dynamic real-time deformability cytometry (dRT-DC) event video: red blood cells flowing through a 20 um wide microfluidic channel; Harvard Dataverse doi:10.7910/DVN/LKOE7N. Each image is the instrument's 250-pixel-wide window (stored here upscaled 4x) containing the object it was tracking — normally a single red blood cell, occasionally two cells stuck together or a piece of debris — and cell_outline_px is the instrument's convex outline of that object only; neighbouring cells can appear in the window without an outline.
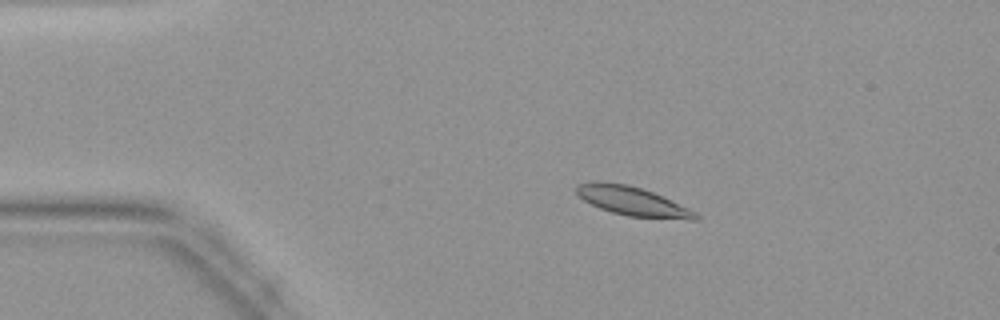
{"species": "common noctule bat (a hibernating species)", "species_latin": "Nyctalus noctula", "temperature_condition": "warm", "stored_images_in_passage": 39, "camera_frame_rate_fps": 3000, "um_per_image_px": 0.085, "animal": {"sex": "female", "body_mass_g": 19.9}, "frame": {"image": 1, "passage_image": 3, "time_ms": 0.667, "image_size_px": [1000, 320], "cell_outline_px": [[700, 220], [688, 220], [628, 216], [612, 212], [600, 208], [576, 196], [576, 184], [592, 180], [596, 180], [628, 184], [652, 192], [688, 208], [696, 212], [700, 216]], "centroid_in_image_um": [53.72, 17.09], "position_along_channel_um": 31.3, "area_um2": 20.29}}
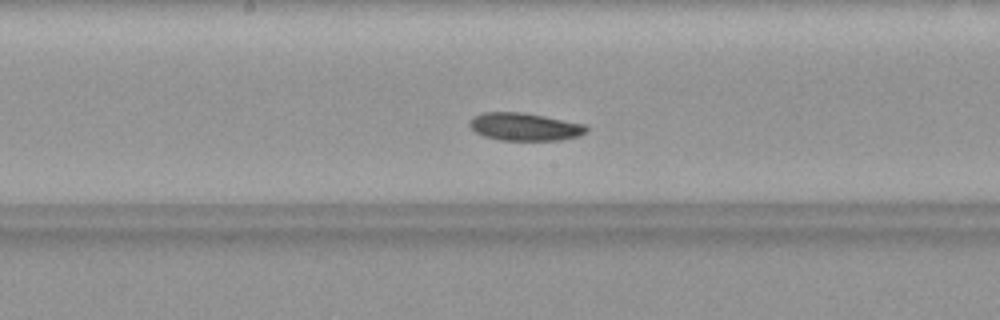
{"frame": {"image": 2, "passage_image": 18, "time_ms": 5.667, "image_size_px": [1000, 320], "cell_outline_px": [[588, 132], [580, 136], [560, 140], [500, 140], [484, 136], [476, 132], [468, 124], [468, 120], [472, 116], [484, 112], [524, 112], [584, 124], [588, 128]], "centroid_in_image_um": [44.59, 10.77], "position_along_channel_um": 203.6, "area_um2": 19.02}}
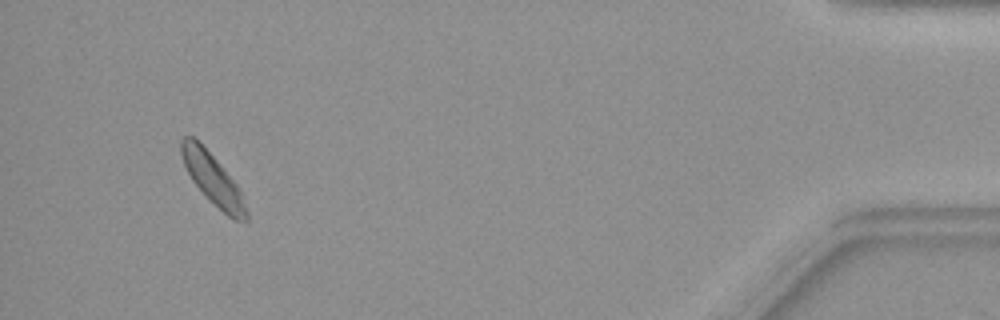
{"frame": {"image": 3, "passage_image": 37, "time_ms": 12.0, "image_size_px": [1000, 320], "cell_outline_px": [[248, 220], [232, 220], [192, 180], [184, 164], [180, 152], [180, 140], [184, 136], [192, 136], [216, 160], [240, 188], [248, 212]], "centroid_in_image_um": [18.1, 15.22], "position_along_channel_um": 417.1, "area_um2": 18.5}}